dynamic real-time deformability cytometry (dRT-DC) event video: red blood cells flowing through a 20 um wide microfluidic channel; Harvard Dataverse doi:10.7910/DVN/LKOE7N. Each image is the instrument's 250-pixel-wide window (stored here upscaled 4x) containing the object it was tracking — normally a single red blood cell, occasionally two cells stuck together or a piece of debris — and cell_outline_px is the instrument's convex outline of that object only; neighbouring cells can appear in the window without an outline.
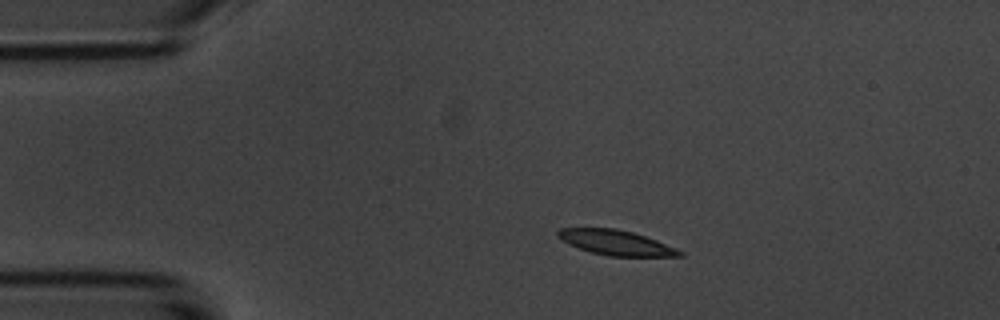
{"species": "common noctule bat (a hibernating species)", "species_latin": "Nyctalus noctula", "temperature_condition": "room temperature", "stored_images_in_passage": 3, "camera_frame_rate_fps": 3000, "um_per_image_px": 0.085, "animal": {"sex": "male", "body_mass_g": 20.1, "forearm_length_mm": 53.5}, "frame": {"image": 1, "passage_image": 2, "time_ms": 2.0, "image_size_px": [1000, 320], "cell_outline_px": [[684, 256], [608, 256], [592, 252], [568, 244], [560, 240], [556, 236], [556, 232], [560, 228], [616, 228], [632, 232], [656, 240], [676, 248], [684, 252]], "centroid_in_image_um": [52.33, 20.62], "position_along_channel_um": 32.7, "area_um2": 17.69}}